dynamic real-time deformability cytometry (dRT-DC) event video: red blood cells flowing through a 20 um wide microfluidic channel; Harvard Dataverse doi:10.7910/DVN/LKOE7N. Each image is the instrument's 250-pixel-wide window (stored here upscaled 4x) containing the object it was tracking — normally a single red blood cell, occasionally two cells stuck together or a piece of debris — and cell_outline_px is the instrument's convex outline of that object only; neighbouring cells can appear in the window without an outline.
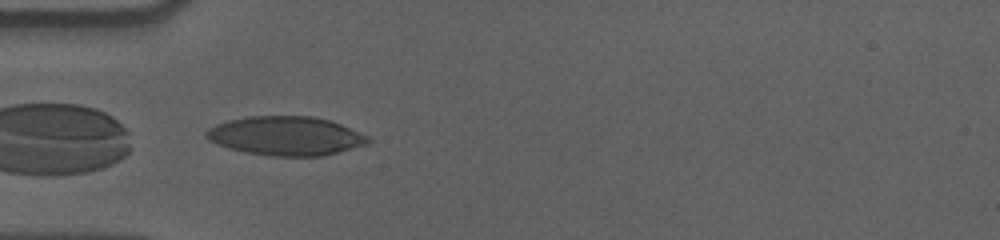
{"species": "human", "species_latin": "Homo sapiens", "temperature_condition": "cold", "stored_images_in_passage": 38, "camera_frame_rate_fps": 3000, "um_per_image_px": 0.085, "donor": {"sex": "male"}, "frame": {"image": 1, "passage_image": 2, "time_ms": 0.333, "image_size_px": [1000, 240], "cell_outline_px": [[372, 140], [368, 144], [324, 156], [268, 156], [244, 152], [228, 148], [208, 140], [204, 136], [204, 132], [208, 128], [216, 124], [228, 120], [248, 116], [312, 116], [332, 120], [368, 136]], "centroid_in_image_um": [24.29, 11.55], "position_along_channel_um": 60.7, "area_um2": 37.11}}
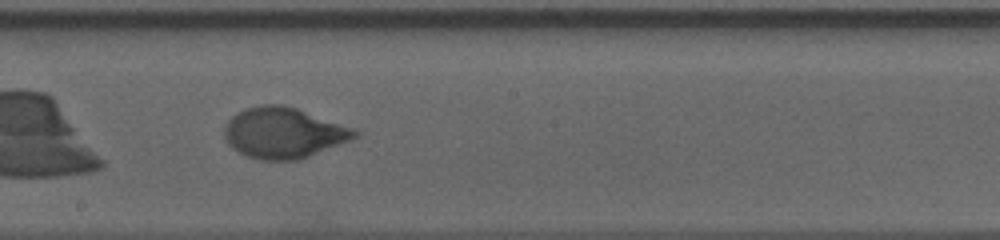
{"frame": {"image": 2, "passage_image": 16, "time_ms": 5.0, "image_size_px": [1000, 240], "cell_outline_px": [[360, 136], [352, 140], [308, 156], [296, 160], [260, 160], [248, 156], [232, 148], [228, 144], [224, 136], [224, 128], [228, 120], [236, 112], [244, 108], [260, 104], [280, 104], [296, 108], [356, 128], [360, 132]], "centroid_in_image_um": [24.12, 11.28], "position_along_channel_um": 224.1, "area_um2": 38.78}}
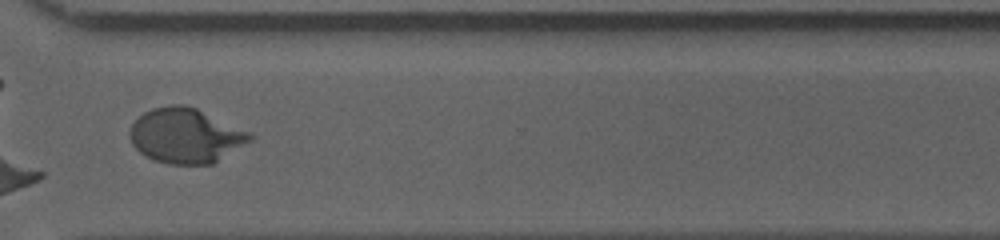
{"frame": {"image": 3, "passage_image": 27, "time_ms": 8.667, "image_size_px": [1000, 240], "cell_outline_px": [[252, 140], [212, 164], [168, 164], [156, 160], [140, 152], [132, 144], [128, 132], [132, 124], [144, 112], [152, 108], [168, 104], [184, 104], [196, 108], [252, 132]], "centroid_in_image_um": [15.78, 11.51], "position_along_channel_um": 354.8, "area_um2": 38.38}, "authors_computed_cell_mechanics": {"area_um2": 37.8301, "velocity_mm_per_s": 3.5619, "shape_relaxation_time_tau1_ms": 3.797, "shape_relaxation_time_tau2_ms": null, "deformation_change_tau1": 0.1776, "deformation_change_tau2": null}}